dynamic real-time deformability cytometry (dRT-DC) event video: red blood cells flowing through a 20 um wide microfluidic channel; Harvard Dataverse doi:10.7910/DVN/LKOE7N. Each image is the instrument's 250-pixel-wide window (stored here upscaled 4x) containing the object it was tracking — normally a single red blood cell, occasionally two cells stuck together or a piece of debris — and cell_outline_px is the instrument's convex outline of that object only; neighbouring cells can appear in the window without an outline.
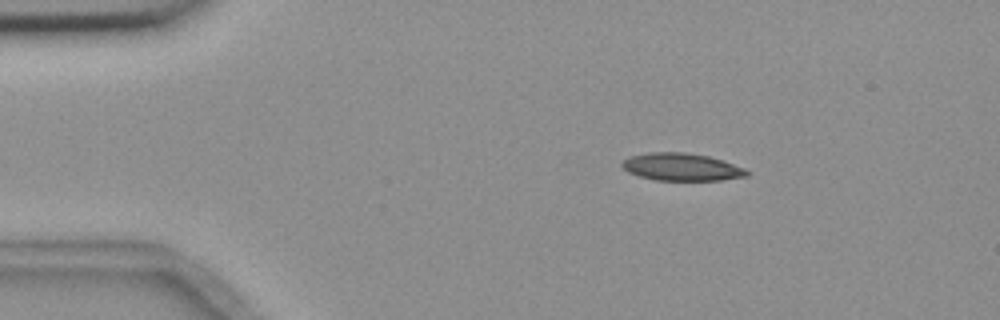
{"species": "common noctule bat (a hibernating species)", "species_latin": "Nyctalus noctula", "temperature_condition": "room temperature", "stored_images_in_passage": 4, "camera_frame_rate_fps": 3000, "um_per_image_px": 0.085, "animal": {"sex": "female", "body_mass_g": 18.4}, "frame": {"image": 1, "passage_image": 2, "time_ms": 1.0, "image_size_px": [1000, 320], "cell_outline_px": [[752, 172], [748, 176], [720, 180], [656, 180], [640, 176], [628, 172], [620, 164], [628, 156], [648, 152], [684, 152], [708, 156], [744, 168]], "centroid_in_image_um": [57.92, 14.19], "position_along_channel_um": 27.1, "area_um2": 19.94}}